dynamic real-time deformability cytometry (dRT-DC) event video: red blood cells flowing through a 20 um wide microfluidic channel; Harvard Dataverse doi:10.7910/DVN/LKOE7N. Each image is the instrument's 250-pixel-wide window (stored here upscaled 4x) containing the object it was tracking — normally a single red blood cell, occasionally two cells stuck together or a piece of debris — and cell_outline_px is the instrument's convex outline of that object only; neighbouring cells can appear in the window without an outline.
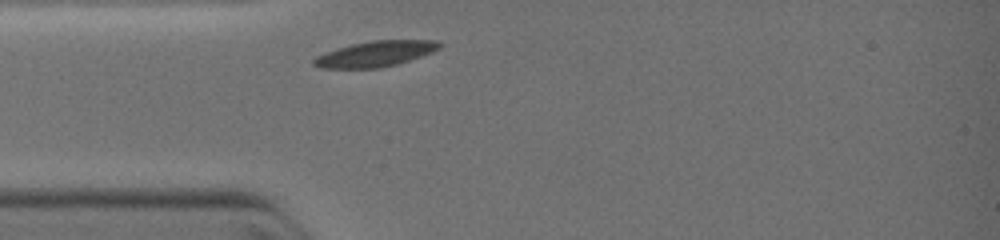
{"species": "common noctule bat (a hibernating species)", "species_latin": "Nyctalus noctula", "temperature_condition": "warm", "stored_images_in_passage": 1, "camera_frame_rate_fps": 3000, "um_per_image_px": 0.085, "animal": {"sex": "female", "body_mass_g": 19.0, "forearm_length_mm": 51.5}, "frame": {"image": 1, "passage_image": 1, "time_ms": 0.0, "image_size_px": [1000, 240], "cell_outline_px": [[444, 44], [440, 48], [432, 52], [396, 64], [380, 68], [320, 68], [312, 64], [312, 60], [316, 56], [336, 48], [368, 40], [436, 40]], "centroid_in_image_um": [31.89, 4.57], "position_along_channel_um": 53.1, "area_um2": 18.79}}